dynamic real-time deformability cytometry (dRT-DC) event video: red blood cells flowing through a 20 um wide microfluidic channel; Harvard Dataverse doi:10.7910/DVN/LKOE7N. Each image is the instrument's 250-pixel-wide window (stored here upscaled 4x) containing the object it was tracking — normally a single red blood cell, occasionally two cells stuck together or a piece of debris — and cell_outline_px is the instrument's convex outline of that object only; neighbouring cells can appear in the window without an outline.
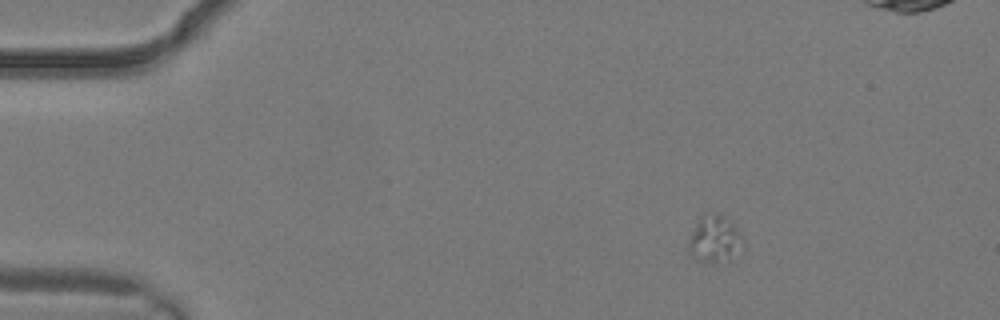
{"species": "common noctule bat (a hibernating species)", "species_latin": "Nyctalus noctula", "temperature_condition": "warm", "stored_images_in_passage": 3, "camera_frame_rate_fps": 3000, "um_per_image_px": 0.085, "animal": {"sex": "male", "body_mass_g": 19.2, "forearm_length_mm": 51.8}, "frame": {"image": 1, "passage_image": 1, "time_ms": 0.0, "image_size_px": [1000, 320], "cell_outline_px": [[744, 244], [732, 260], [696, 260], [688, 252], [688, 236], [700, 216], [716, 212], [724, 216], [736, 228], [744, 240]], "centroid_in_image_um": [60.72, 20.3], "position_along_channel_um": 24.3, "area_um2": 14.8}}